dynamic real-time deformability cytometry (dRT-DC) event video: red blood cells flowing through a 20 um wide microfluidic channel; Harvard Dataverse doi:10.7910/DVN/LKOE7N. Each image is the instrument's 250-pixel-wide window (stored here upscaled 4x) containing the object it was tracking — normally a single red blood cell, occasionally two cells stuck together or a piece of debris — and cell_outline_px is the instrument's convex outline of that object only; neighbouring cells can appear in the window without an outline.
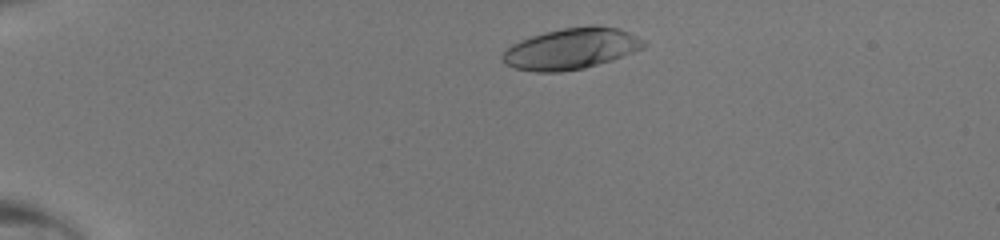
{"species": "human", "species_latin": "Homo sapiens", "temperature_condition": "room temperature", "stored_images_in_passage": 41, "camera_frame_rate_fps": 3000, "um_per_image_px": 0.085, "donor": {"sex": "male"}, "frame": {"image": 1, "passage_image": 5, "time_ms": 1.333, "image_size_px": [1000, 240], "cell_outline_px": [[648, 44], [644, 48], [612, 60], [584, 68], [560, 72], [536, 72], [516, 68], [504, 64], [500, 56], [512, 44], [520, 40], [532, 36], [564, 28], [592, 24], [596, 24], [620, 28], [644, 40]], "centroid_in_image_um": [48.58, 4.13], "position_along_channel_um": 36.4, "area_um2": 33.93}}
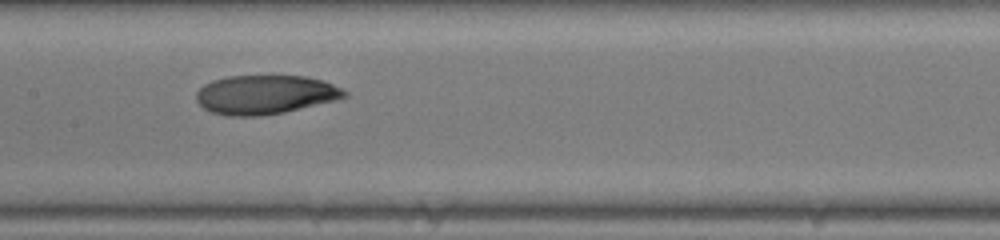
{"frame": {"image": 2, "passage_image": 20, "time_ms": 6.333, "image_size_px": [1000, 240], "cell_outline_px": [[348, 96], [284, 112], [260, 116], [228, 116], [212, 112], [204, 108], [196, 100], [196, 92], [204, 84], [212, 80], [228, 76], [304, 76], [324, 80], [348, 92]], "centroid_in_image_um": [22.5, 8.04], "position_along_channel_um": 184.9, "area_um2": 33.47}}
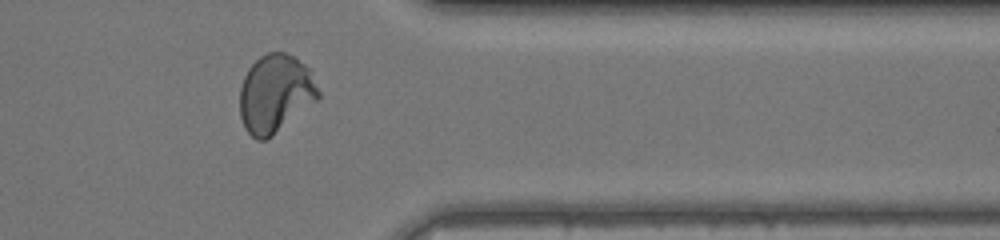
{"frame": {"image": 3, "passage_image": 34, "time_ms": 11.0, "image_size_px": [1000, 240], "cell_outline_px": [[320, 96], [316, 100], [272, 136], [264, 140], [256, 140], [244, 128], [240, 116], [240, 88], [244, 76], [248, 68], [260, 56], [268, 52], [284, 52], [292, 56], [312, 68], [320, 92]], "centroid_in_image_um": [23.41, 7.94], "position_along_channel_um": 388.0, "area_um2": 35.89}}